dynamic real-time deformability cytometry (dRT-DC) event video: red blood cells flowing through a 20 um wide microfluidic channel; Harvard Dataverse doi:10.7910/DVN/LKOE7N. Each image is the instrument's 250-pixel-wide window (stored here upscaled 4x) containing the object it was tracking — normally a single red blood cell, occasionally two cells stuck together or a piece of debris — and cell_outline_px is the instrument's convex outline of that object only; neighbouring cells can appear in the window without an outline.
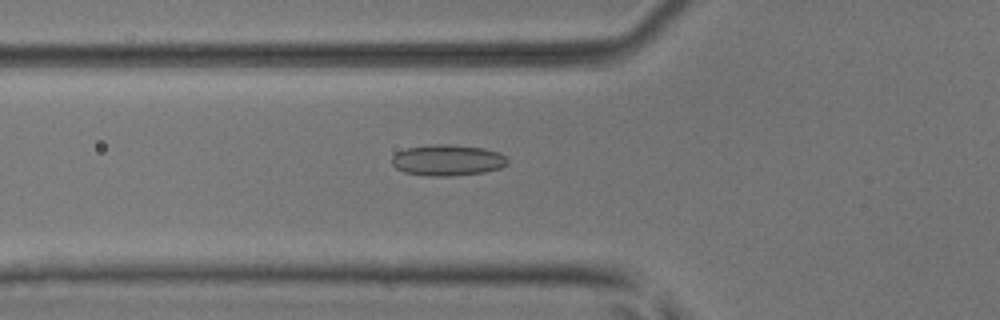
{"species": "common noctule bat (a hibernating species)", "species_latin": "Nyctalus noctula", "temperature_condition": "room temperature", "stored_images_in_passage": 28, "camera_frame_rate_fps": 3000, "um_per_image_px": 0.085, "animal": {"sex": "male", "body_mass_g": 17.9, "forearm_length_mm": 54.2}, "frame": {"image": 1, "passage_image": 3, "time_ms": 0.667, "image_size_px": [1000, 320], "cell_outline_px": [[508, 164], [500, 168], [484, 172], [452, 176], [428, 176], [404, 172], [396, 168], [392, 164], [392, 156], [396, 152], [408, 148], [432, 144], [448, 144], [484, 148], [500, 152], [508, 160]], "centroid_in_image_um": [38.05, 13.61], "position_along_channel_um": 87.8, "area_um2": 21.04}}
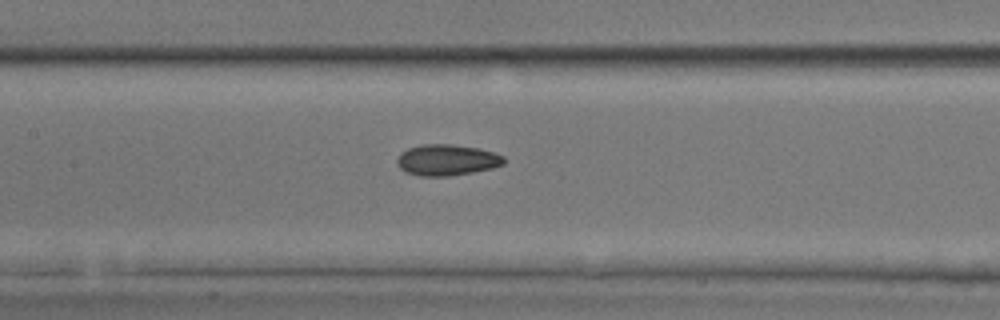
{"frame": {"image": 2, "passage_image": 9, "time_ms": 2.667, "image_size_px": [1000, 320], "cell_outline_px": [[504, 164], [492, 168], [472, 172], [448, 176], [420, 176], [404, 172], [396, 164], [396, 160], [400, 152], [408, 148], [424, 144], [452, 144], [480, 148], [496, 152], [504, 156]], "centroid_in_image_um": [37.97, 13.59], "position_along_channel_um": 169.4, "area_um2": 19.59}}
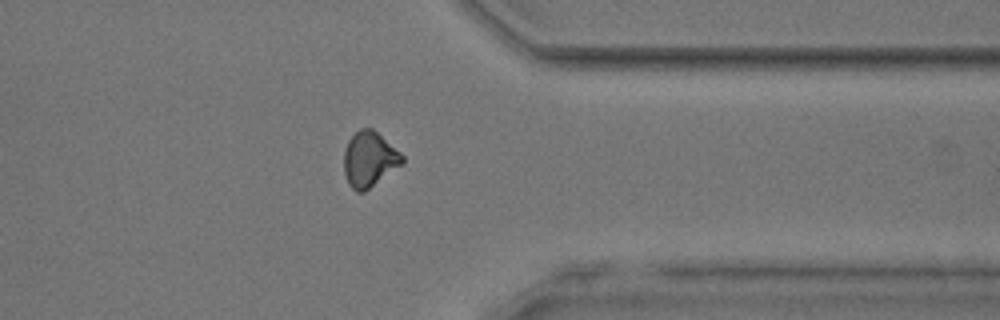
{"frame": {"image": 3, "passage_image": 25, "time_ms": 8.0, "image_size_px": [1000, 320], "cell_outline_px": [[404, 164], [364, 192], [356, 192], [348, 184], [344, 172], [344, 148], [348, 140], [360, 128], [372, 128], [400, 152], [404, 156]], "centroid_in_image_um": [31.4, 13.55], "position_along_channel_um": 380.0, "area_um2": 18.9}, "authors_computed_cell_mechanics": {"area_um2": 18.8428, "velocity_mm_per_s": 4.0707, "shape_relaxation_time_tau1_ms": 9.4998, "shape_relaxation_time_tau2_ms": 3.0558, "deformation_change_tau1": 0.1791, "deformation_change_tau2": 0.086}}